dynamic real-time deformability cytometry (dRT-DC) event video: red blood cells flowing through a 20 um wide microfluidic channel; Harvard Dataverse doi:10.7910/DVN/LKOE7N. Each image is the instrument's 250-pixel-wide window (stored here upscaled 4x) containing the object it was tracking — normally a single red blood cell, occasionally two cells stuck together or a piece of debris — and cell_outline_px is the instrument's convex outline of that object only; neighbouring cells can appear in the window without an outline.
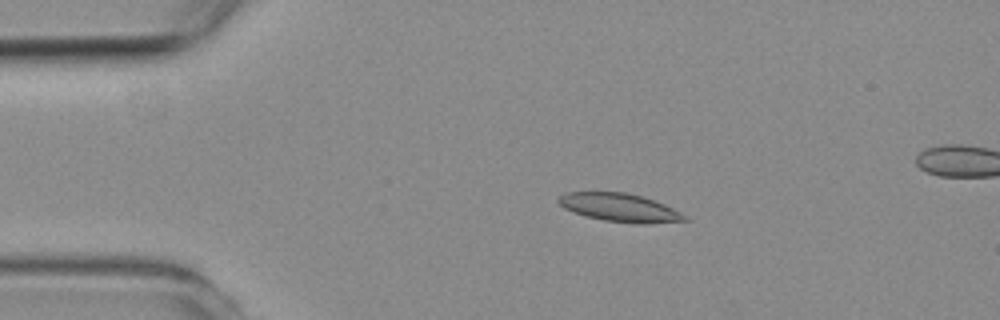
{"species": "common noctule bat (a hibernating species)", "species_latin": "Nyctalus noctula", "temperature_condition": "room temperature", "stored_images_in_passage": 4, "camera_frame_rate_fps": 3000, "um_per_image_px": 0.085, "animal": {"sex": "female", "body_mass_g": 19.3, "forearm_length_mm": 54.1}, "frame": {"image": 1, "passage_image": 1, "time_ms": 0.0, "image_size_px": [1000, 320], "cell_outline_px": [[692, 220], [648, 224], [636, 224], [604, 220], [584, 216], [572, 212], [564, 208], [556, 200], [560, 196], [568, 192], [624, 192], [644, 196], [664, 204], [688, 216]], "centroid_in_image_um": [52.71, 17.66], "position_along_channel_um": 32.3, "area_um2": 21.04}}
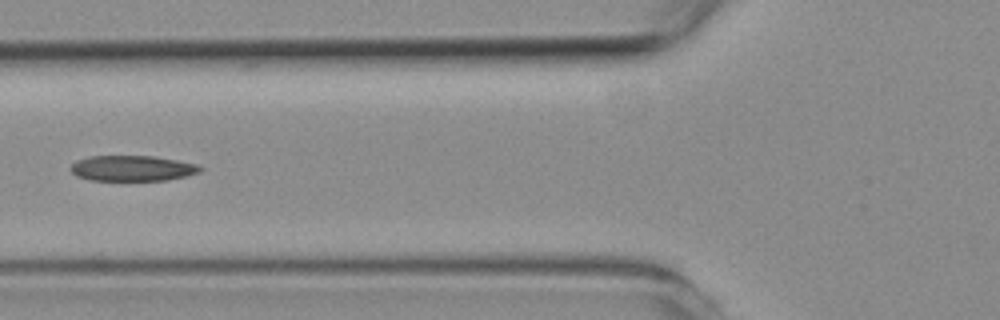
{"frame": {"image": 2, "passage_image": 4, "time_ms": 3.333, "image_size_px": [1000, 320], "cell_outline_px": [[204, 168], [200, 172], [188, 176], [168, 180], [88, 180], [76, 176], [68, 168], [76, 160], [88, 156], [156, 156], [200, 164]], "centroid_in_image_um": [11.28, 14.3], "position_along_channel_um": 114.5, "area_um2": 19.65}}